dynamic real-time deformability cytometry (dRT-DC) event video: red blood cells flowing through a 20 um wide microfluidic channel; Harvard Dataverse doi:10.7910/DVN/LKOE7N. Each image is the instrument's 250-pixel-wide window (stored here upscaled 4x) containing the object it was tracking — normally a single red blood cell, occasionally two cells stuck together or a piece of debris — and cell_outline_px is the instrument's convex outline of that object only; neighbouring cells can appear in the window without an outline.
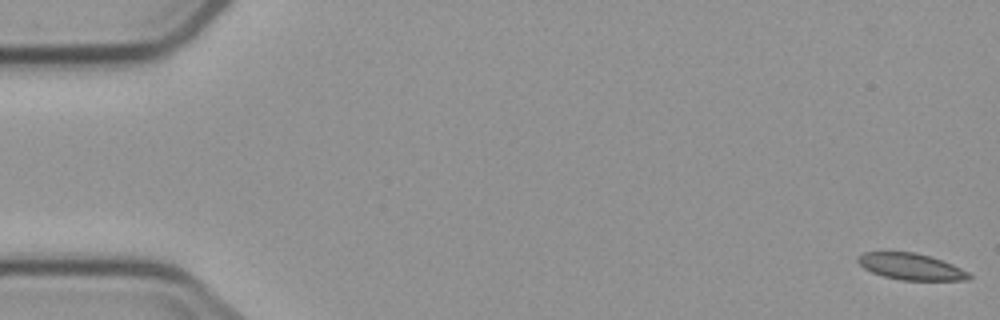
{"species": "common noctule bat (a hibernating species)", "species_latin": "Nyctalus noctula", "temperature_condition": "cold", "stored_images_in_passage": 10, "camera_frame_rate_fps": 3000, "um_per_image_px": 0.085, "animal": {"sex": "male", "body_mass_g": 23.1, "forearm_length_mm": 52.7}, "frame": {"image": 1, "passage_image": 1, "time_ms": 0.0, "image_size_px": [1000, 320], "cell_outline_px": [[972, 276], [968, 280], [900, 280], [884, 276], [872, 272], [864, 268], [856, 260], [856, 256], [864, 252], [916, 252], [944, 260], [968, 272]], "centroid_in_image_um": [77.42, 22.65], "position_along_channel_um": 7.6, "area_um2": 17.17}}
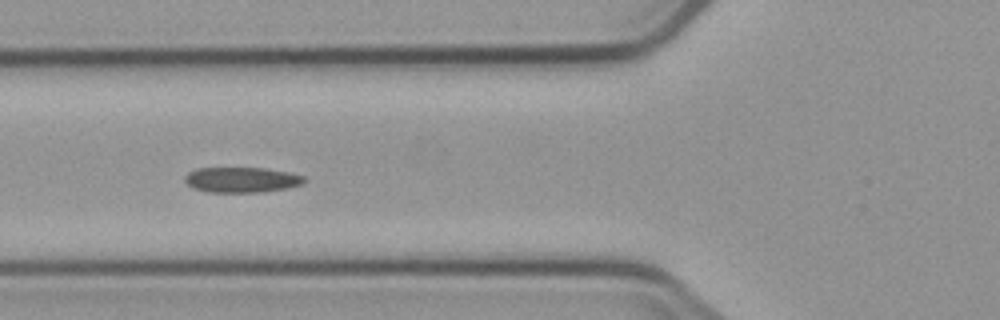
{"frame": {"image": 2, "passage_image": 6, "time_ms": 6.667, "image_size_px": [1000, 320], "cell_outline_px": [[308, 180], [304, 184], [288, 188], [264, 192], [208, 192], [192, 188], [184, 180], [184, 176], [188, 172], [196, 168], [264, 168], [292, 172], [304, 176]], "centroid_in_image_um": [20.58, 15.28], "position_along_channel_um": 105.2, "area_um2": 17.98}}
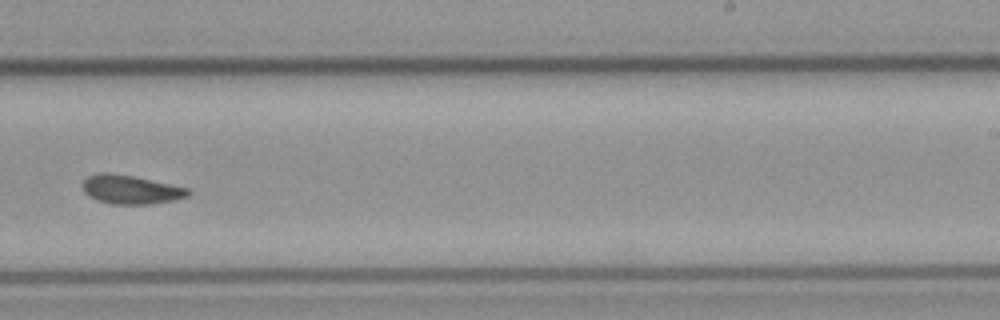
{"frame": {"image": 3, "passage_image": 10, "time_ms": 11.333, "image_size_px": [1000, 320], "cell_outline_px": [[192, 192], [188, 196], [172, 200], [152, 204], [112, 204], [96, 200], [88, 196], [84, 192], [80, 184], [88, 176], [96, 172], [108, 172], [132, 176], [188, 188]], "centroid_in_image_um": [11.05, 16.11], "position_along_channel_um": 277.9, "area_um2": 17.8}}